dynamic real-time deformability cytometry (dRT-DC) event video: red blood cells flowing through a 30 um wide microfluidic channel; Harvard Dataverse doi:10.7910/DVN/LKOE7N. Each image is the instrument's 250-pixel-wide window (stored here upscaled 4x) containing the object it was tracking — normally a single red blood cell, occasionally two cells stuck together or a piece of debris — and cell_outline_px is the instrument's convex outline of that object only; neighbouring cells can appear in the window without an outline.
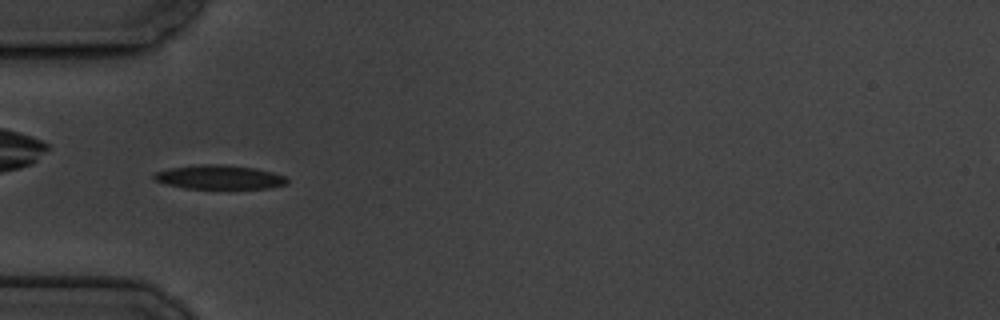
{"species": "common noctule bat (a hibernating species)", "species_latin": "Nyctalus noctula", "temperature_condition": "cold", "stored_images_in_passage": 3, "camera_frame_rate_fps": 3000, "um_per_image_px": 0.085, "animal": {"sex": "male", "body_mass_g": 19.5, "forearm_length_mm": 54.6}, "frame": {"image": 1, "passage_image": 2, "time_ms": 1.333, "image_size_px": [1000, 320], "cell_outline_px": [[288, 180], [284, 184], [268, 188], [184, 188], [168, 184], [156, 180], [152, 176], [156, 172], [168, 168], [200, 164], [220, 164], [256, 168], [272, 172], [284, 176]], "centroid_in_image_um": [18.62, 15.04], "position_along_channel_um": 66.4, "area_um2": 18.38}}